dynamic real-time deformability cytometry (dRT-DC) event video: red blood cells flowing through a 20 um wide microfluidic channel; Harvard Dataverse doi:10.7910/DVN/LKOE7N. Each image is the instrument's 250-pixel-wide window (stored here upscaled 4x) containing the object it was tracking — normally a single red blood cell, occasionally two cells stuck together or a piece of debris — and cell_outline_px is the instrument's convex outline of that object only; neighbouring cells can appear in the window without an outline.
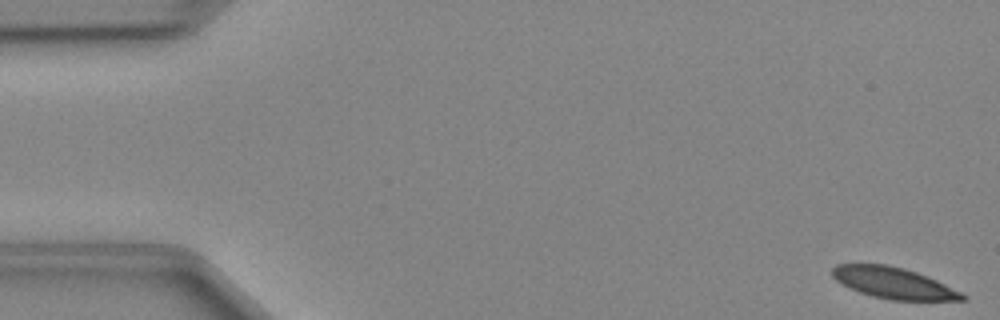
{"species": "Egyptian fruit bat (a non-hibernating species)", "species_latin": "Rousettus aegyptiacus", "temperature_condition": "cold", "stored_images_in_passage": 48, "camera_frame_rate_fps": 3000, "um_per_image_px": 0.085, "animal": {"sex": "female"}, "frame": {"image": 1, "passage_image": 1, "time_ms": 0.0, "image_size_px": [1000, 320], "cell_outline_px": [[968, 300], [892, 300], [872, 296], [860, 292], [836, 280], [832, 276], [832, 268], [836, 264], [888, 264], [904, 268], [916, 272], [936, 280], [968, 296]], "centroid_in_image_um": [75.95, 24.05], "position_along_channel_um": 9.0, "area_um2": 23.41}}
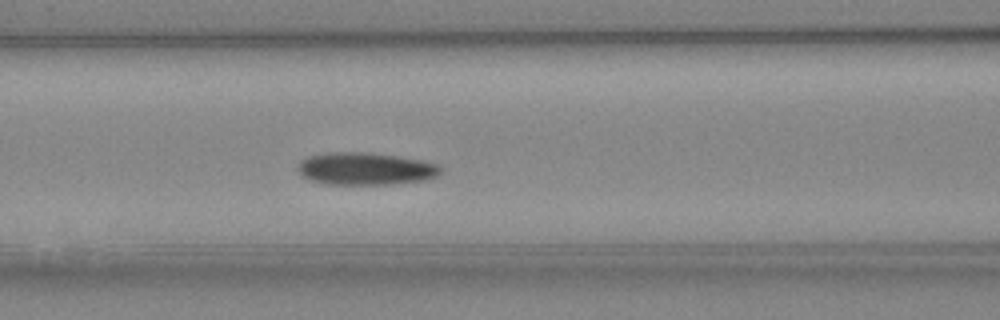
{"frame": {"image": 2, "passage_image": 20, "time_ms": 6.333, "image_size_px": [1000, 320], "cell_outline_px": [[444, 172], [436, 176], [424, 180], [392, 184], [324, 184], [308, 180], [300, 176], [296, 168], [300, 160], [308, 156], [332, 152], [364, 152], [396, 156], [420, 160], [440, 164]], "centroid_in_image_um": [31.03, 14.35], "position_along_channel_um": 135.6, "area_um2": 27.28}}
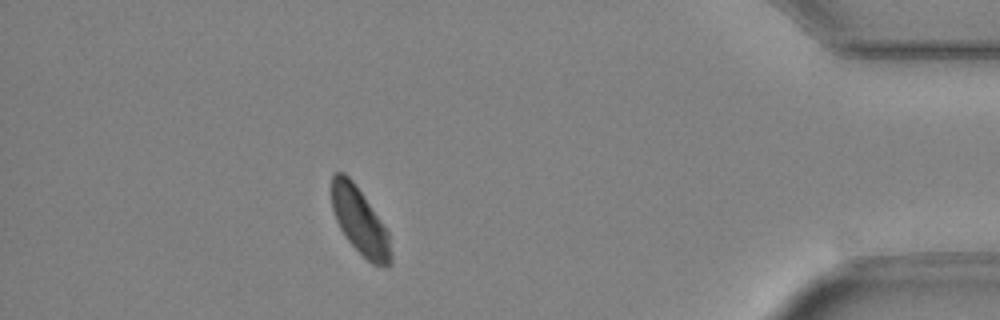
{"frame": {"image": 3, "passage_image": 43, "time_ms": 14.0, "image_size_px": [1000, 320], "cell_outline_px": [[392, 264], [388, 268], [372, 264], [348, 240], [340, 228], [336, 220], [332, 208], [332, 176], [336, 172], [344, 172], [356, 184], [388, 232], [392, 256]], "centroid_in_image_um": [30.6, 18.82], "position_along_channel_um": 404.6, "area_um2": 22.77}}